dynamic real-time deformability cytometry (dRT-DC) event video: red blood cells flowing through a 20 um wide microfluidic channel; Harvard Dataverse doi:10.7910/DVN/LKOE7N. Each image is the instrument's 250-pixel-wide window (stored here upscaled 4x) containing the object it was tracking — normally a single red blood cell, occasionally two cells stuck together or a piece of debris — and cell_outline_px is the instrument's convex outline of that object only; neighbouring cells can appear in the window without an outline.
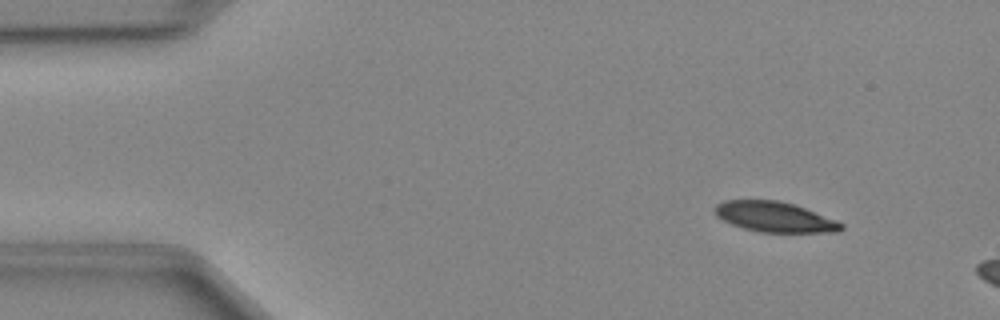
{"species": "Egyptian fruit bat (a non-hibernating species)", "species_latin": "Rousettus aegyptiacus", "temperature_condition": "cold", "stored_images_in_passage": 10, "camera_frame_rate_fps": 3000, "um_per_image_px": 0.085, "animal": {"sex": "female"}, "frame": {"image": 1, "passage_image": 4, "time_ms": 1.0, "image_size_px": [1000, 320], "cell_outline_px": [[844, 228], [840, 232], [760, 232], [744, 228], [732, 224], [716, 216], [716, 204], [724, 200], [776, 200], [792, 204], [804, 208], [836, 220], [844, 224]], "centroid_in_image_um": [65.86, 18.44], "position_along_channel_um": 19.1, "area_um2": 22.02}}